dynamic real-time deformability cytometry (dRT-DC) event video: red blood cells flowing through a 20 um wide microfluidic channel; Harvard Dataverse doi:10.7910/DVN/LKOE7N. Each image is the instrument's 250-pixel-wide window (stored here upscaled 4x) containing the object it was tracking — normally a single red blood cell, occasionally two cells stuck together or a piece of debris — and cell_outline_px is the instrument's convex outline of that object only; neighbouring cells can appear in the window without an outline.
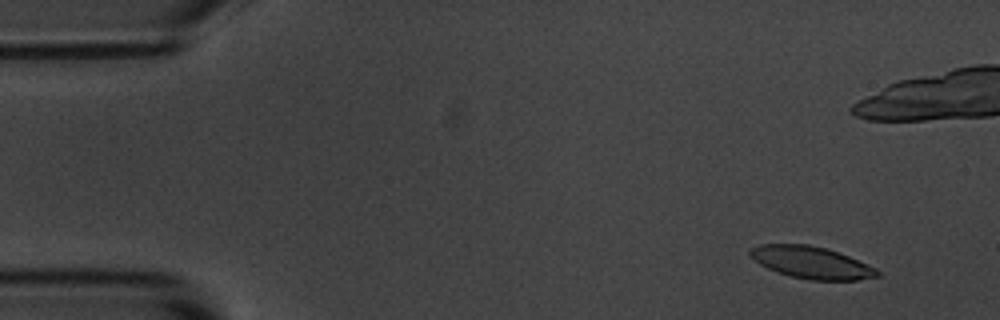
{"species": "common noctule bat (a hibernating species)", "species_latin": "Nyctalus noctula", "temperature_condition": "room temperature", "stored_images_in_passage": 7, "camera_frame_rate_fps": 3000, "um_per_image_px": 0.085, "animal": {"sex": "male", "body_mass_g": 20.1, "forearm_length_mm": 53.5}, "frame": {"image": 1, "passage_image": 2, "time_ms": 1.0, "image_size_px": [1000, 320], "cell_outline_px": [[880, 276], [856, 280], [808, 280], [792, 276], [768, 268], [760, 264], [748, 252], [752, 248], [760, 244], [808, 244], [824, 248], [848, 256], [868, 264], [876, 268], [880, 272]], "centroid_in_image_um": [69.0, 22.31], "position_along_channel_um": 16.0, "area_um2": 23.41}}